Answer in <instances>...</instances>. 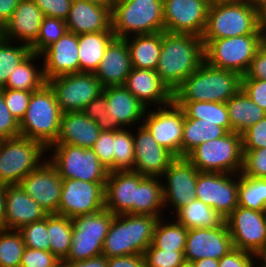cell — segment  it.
I'll list each match as a JSON object with an SVG mask.
<instances>
[{
    "instance_id": "cell-9",
    "label": "cell",
    "mask_w": 266,
    "mask_h": 267,
    "mask_svg": "<svg viewBox=\"0 0 266 267\" xmlns=\"http://www.w3.org/2000/svg\"><path fill=\"white\" fill-rule=\"evenodd\" d=\"M47 149L38 141L16 137L0 143V184H19L47 159ZM45 155V156H44Z\"/></svg>"
},
{
    "instance_id": "cell-65",
    "label": "cell",
    "mask_w": 266,
    "mask_h": 267,
    "mask_svg": "<svg viewBox=\"0 0 266 267\" xmlns=\"http://www.w3.org/2000/svg\"><path fill=\"white\" fill-rule=\"evenodd\" d=\"M255 259L260 266L266 267V245L255 254Z\"/></svg>"
},
{
    "instance_id": "cell-38",
    "label": "cell",
    "mask_w": 266,
    "mask_h": 267,
    "mask_svg": "<svg viewBox=\"0 0 266 267\" xmlns=\"http://www.w3.org/2000/svg\"><path fill=\"white\" fill-rule=\"evenodd\" d=\"M165 219H158L151 245L162 250L185 251L188 230L175 219H170L171 223Z\"/></svg>"
},
{
    "instance_id": "cell-27",
    "label": "cell",
    "mask_w": 266,
    "mask_h": 267,
    "mask_svg": "<svg viewBox=\"0 0 266 267\" xmlns=\"http://www.w3.org/2000/svg\"><path fill=\"white\" fill-rule=\"evenodd\" d=\"M65 22L68 31L76 35L112 31L111 11L85 0H72Z\"/></svg>"
},
{
    "instance_id": "cell-42",
    "label": "cell",
    "mask_w": 266,
    "mask_h": 267,
    "mask_svg": "<svg viewBox=\"0 0 266 267\" xmlns=\"http://www.w3.org/2000/svg\"><path fill=\"white\" fill-rule=\"evenodd\" d=\"M115 214L107 209L72 218L73 231L79 232V236L106 237Z\"/></svg>"
},
{
    "instance_id": "cell-6",
    "label": "cell",
    "mask_w": 266,
    "mask_h": 267,
    "mask_svg": "<svg viewBox=\"0 0 266 267\" xmlns=\"http://www.w3.org/2000/svg\"><path fill=\"white\" fill-rule=\"evenodd\" d=\"M111 20L115 38L165 31L163 0H117Z\"/></svg>"
},
{
    "instance_id": "cell-44",
    "label": "cell",
    "mask_w": 266,
    "mask_h": 267,
    "mask_svg": "<svg viewBox=\"0 0 266 267\" xmlns=\"http://www.w3.org/2000/svg\"><path fill=\"white\" fill-rule=\"evenodd\" d=\"M133 131L128 128L114 131L113 171L134 169Z\"/></svg>"
},
{
    "instance_id": "cell-7",
    "label": "cell",
    "mask_w": 266,
    "mask_h": 267,
    "mask_svg": "<svg viewBox=\"0 0 266 267\" xmlns=\"http://www.w3.org/2000/svg\"><path fill=\"white\" fill-rule=\"evenodd\" d=\"M243 155L242 136L231 131L197 146L185 158L200 172L240 174Z\"/></svg>"
},
{
    "instance_id": "cell-35",
    "label": "cell",
    "mask_w": 266,
    "mask_h": 267,
    "mask_svg": "<svg viewBox=\"0 0 266 267\" xmlns=\"http://www.w3.org/2000/svg\"><path fill=\"white\" fill-rule=\"evenodd\" d=\"M162 210L165 211L161 178L145 176L137 186L134 214L161 218Z\"/></svg>"
},
{
    "instance_id": "cell-37",
    "label": "cell",
    "mask_w": 266,
    "mask_h": 267,
    "mask_svg": "<svg viewBox=\"0 0 266 267\" xmlns=\"http://www.w3.org/2000/svg\"><path fill=\"white\" fill-rule=\"evenodd\" d=\"M73 223L66 216L50 214L47 216V234L50 252L59 260H65L71 249Z\"/></svg>"
},
{
    "instance_id": "cell-68",
    "label": "cell",
    "mask_w": 266,
    "mask_h": 267,
    "mask_svg": "<svg viewBox=\"0 0 266 267\" xmlns=\"http://www.w3.org/2000/svg\"><path fill=\"white\" fill-rule=\"evenodd\" d=\"M260 32H261V46L266 49V23H261Z\"/></svg>"
},
{
    "instance_id": "cell-49",
    "label": "cell",
    "mask_w": 266,
    "mask_h": 267,
    "mask_svg": "<svg viewBox=\"0 0 266 267\" xmlns=\"http://www.w3.org/2000/svg\"><path fill=\"white\" fill-rule=\"evenodd\" d=\"M242 174L253 178H266V148L243 150Z\"/></svg>"
},
{
    "instance_id": "cell-71",
    "label": "cell",
    "mask_w": 266,
    "mask_h": 267,
    "mask_svg": "<svg viewBox=\"0 0 266 267\" xmlns=\"http://www.w3.org/2000/svg\"><path fill=\"white\" fill-rule=\"evenodd\" d=\"M178 267H194L192 262L185 261L183 264H181Z\"/></svg>"
},
{
    "instance_id": "cell-43",
    "label": "cell",
    "mask_w": 266,
    "mask_h": 267,
    "mask_svg": "<svg viewBox=\"0 0 266 267\" xmlns=\"http://www.w3.org/2000/svg\"><path fill=\"white\" fill-rule=\"evenodd\" d=\"M25 248L18 230H0V267H20Z\"/></svg>"
},
{
    "instance_id": "cell-1",
    "label": "cell",
    "mask_w": 266,
    "mask_h": 267,
    "mask_svg": "<svg viewBox=\"0 0 266 267\" xmlns=\"http://www.w3.org/2000/svg\"><path fill=\"white\" fill-rule=\"evenodd\" d=\"M204 61L200 36L162 31V45L156 69L160 79L174 92Z\"/></svg>"
},
{
    "instance_id": "cell-24",
    "label": "cell",
    "mask_w": 266,
    "mask_h": 267,
    "mask_svg": "<svg viewBox=\"0 0 266 267\" xmlns=\"http://www.w3.org/2000/svg\"><path fill=\"white\" fill-rule=\"evenodd\" d=\"M43 18L42 10L32 0H21L0 29V36L31 46L37 40Z\"/></svg>"
},
{
    "instance_id": "cell-58",
    "label": "cell",
    "mask_w": 266,
    "mask_h": 267,
    "mask_svg": "<svg viewBox=\"0 0 266 267\" xmlns=\"http://www.w3.org/2000/svg\"><path fill=\"white\" fill-rule=\"evenodd\" d=\"M255 262V254L233 248L219 260V267H254Z\"/></svg>"
},
{
    "instance_id": "cell-14",
    "label": "cell",
    "mask_w": 266,
    "mask_h": 267,
    "mask_svg": "<svg viewBox=\"0 0 266 267\" xmlns=\"http://www.w3.org/2000/svg\"><path fill=\"white\" fill-rule=\"evenodd\" d=\"M199 172L185 157H177L170 164L160 177L165 211H167V207L172 208L170 212L172 211L173 214L196 199V183Z\"/></svg>"
},
{
    "instance_id": "cell-64",
    "label": "cell",
    "mask_w": 266,
    "mask_h": 267,
    "mask_svg": "<svg viewBox=\"0 0 266 267\" xmlns=\"http://www.w3.org/2000/svg\"><path fill=\"white\" fill-rule=\"evenodd\" d=\"M194 267H219V260L204 258L192 262Z\"/></svg>"
},
{
    "instance_id": "cell-11",
    "label": "cell",
    "mask_w": 266,
    "mask_h": 267,
    "mask_svg": "<svg viewBox=\"0 0 266 267\" xmlns=\"http://www.w3.org/2000/svg\"><path fill=\"white\" fill-rule=\"evenodd\" d=\"M55 93L62 113L81 112L83 108L103 91L94 73H70L47 81Z\"/></svg>"
},
{
    "instance_id": "cell-52",
    "label": "cell",
    "mask_w": 266,
    "mask_h": 267,
    "mask_svg": "<svg viewBox=\"0 0 266 267\" xmlns=\"http://www.w3.org/2000/svg\"><path fill=\"white\" fill-rule=\"evenodd\" d=\"M91 149L109 172L113 171L114 131H101Z\"/></svg>"
},
{
    "instance_id": "cell-50",
    "label": "cell",
    "mask_w": 266,
    "mask_h": 267,
    "mask_svg": "<svg viewBox=\"0 0 266 267\" xmlns=\"http://www.w3.org/2000/svg\"><path fill=\"white\" fill-rule=\"evenodd\" d=\"M32 91L3 88V97L12 116L20 123L25 116Z\"/></svg>"
},
{
    "instance_id": "cell-13",
    "label": "cell",
    "mask_w": 266,
    "mask_h": 267,
    "mask_svg": "<svg viewBox=\"0 0 266 267\" xmlns=\"http://www.w3.org/2000/svg\"><path fill=\"white\" fill-rule=\"evenodd\" d=\"M152 109H146L142 124L159 145L165 147L176 157H181L183 108L173 100L170 104L152 107Z\"/></svg>"
},
{
    "instance_id": "cell-28",
    "label": "cell",
    "mask_w": 266,
    "mask_h": 267,
    "mask_svg": "<svg viewBox=\"0 0 266 267\" xmlns=\"http://www.w3.org/2000/svg\"><path fill=\"white\" fill-rule=\"evenodd\" d=\"M130 52L124 39L115 38L108 46L95 76L103 88L122 86L131 72Z\"/></svg>"
},
{
    "instance_id": "cell-8",
    "label": "cell",
    "mask_w": 266,
    "mask_h": 267,
    "mask_svg": "<svg viewBox=\"0 0 266 267\" xmlns=\"http://www.w3.org/2000/svg\"><path fill=\"white\" fill-rule=\"evenodd\" d=\"M46 153H49L47 159L62 178L97 183L107 181L109 170L99 161L91 148L53 144L47 148Z\"/></svg>"
},
{
    "instance_id": "cell-16",
    "label": "cell",
    "mask_w": 266,
    "mask_h": 267,
    "mask_svg": "<svg viewBox=\"0 0 266 267\" xmlns=\"http://www.w3.org/2000/svg\"><path fill=\"white\" fill-rule=\"evenodd\" d=\"M266 211L237 206L225 222L234 248L256 254L265 246Z\"/></svg>"
},
{
    "instance_id": "cell-39",
    "label": "cell",
    "mask_w": 266,
    "mask_h": 267,
    "mask_svg": "<svg viewBox=\"0 0 266 267\" xmlns=\"http://www.w3.org/2000/svg\"><path fill=\"white\" fill-rule=\"evenodd\" d=\"M184 110L187 118L202 119L223 127L231 132V124L226 103L219 102H176Z\"/></svg>"
},
{
    "instance_id": "cell-69",
    "label": "cell",
    "mask_w": 266,
    "mask_h": 267,
    "mask_svg": "<svg viewBox=\"0 0 266 267\" xmlns=\"http://www.w3.org/2000/svg\"><path fill=\"white\" fill-rule=\"evenodd\" d=\"M261 23H266V6L260 10Z\"/></svg>"
},
{
    "instance_id": "cell-21",
    "label": "cell",
    "mask_w": 266,
    "mask_h": 267,
    "mask_svg": "<svg viewBox=\"0 0 266 267\" xmlns=\"http://www.w3.org/2000/svg\"><path fill=\"white\" fill-rule=\"evenodd\" d=\"M102 93L108 103L111 131L142 124L147 108L124 85L103 88Z\"/></svg>"
},
{
    "instance_id": "cell-61",
    "label": "cell",
    "mask_w": 266,
    "mask_h": 267,
    "mask_svg": "<svg viewBox=\"0 0 266 267\" xmlns=\"http://www.w3.org/2000/svg\"><path fill=\"white\" fill-rule=\"evenodd\" d=\"M65 264L66 267H108L103 254L81 261H65Z\"/></svg>"
},
{
    "instance_id": "cell-40",
    "label": "cell",
    "mask_w": 266,
    "mask_h": 267,
    "mask_svg": "<svg viewBox=\"0 0 266 267\" xmlns=\"http://www.w3.org/2000/svg\"><path fill=\"white\" fill-rule=\"evenodd\" d=\"M238 206L266 211V178H253L239 174Z\"/></svg>"
},
{
    "instance_id": "cell-18",
    "label": "cell",
    "mask_w": 266,
    "mask_h": 267,
    "mask_svg": "<svg viewBox=\"0 0 266 267\" xmlns=\"http://www.w3.org/2000/svg\"><path fill=\"white\" fill-rule=\"evenodd\" d=\"M19 185L48 215H58L62 177L48 159L23 178Z\"/></svg>"
},
{
    "instance_id": "cell-63",
    "label": "cell",
    "mask_w": 266,
    "mask_h": 267,
    "mask_svg": "<svg viewBox=\"0 0 266 267\" xmlns=\"http://www.w3.org/2000/svg\"><path fill=\"white\" fill-rule=\"evenodd\" d=\"M5 185L0 184V230L5 229Z\"/></svg>"
},
{
    "instance_id": "cell-33",
    "label": "cell",
    "mask_w": 266,
    "mask_h": 267,
    "mask_svg": "<svg viewBox=\"0 0 266 267\" xmlns=\"http://www.w3.org/2000/svg\"><path fill=\"white\" fill-rule=\"evenodd\" d=\"M173 217L187 230L196 228L213 229L220 227L225 222L222 215L197 198L178 209Z\"/></svg>"
},
{
    "instance_id": "cell-48",
    "label": "cell",
    "mask_w": 266,
    "mask_h": 267,
    "mask_svg": "<svg viewBox=\"0 0 266 267\" xmlns=\"http://www.w3.org/2000/svg\"><path fill=\"white\" fill-rule=\"evenodd\" d=\"M145 267H178L186 260L184 251L157 249L150 245L143 253Z\"/></svg>"
},
{
    "instance_id": "cell-45",
    "label": "cell",
    "mask_w": 266,
    "mask_h": 267,
    "mask_svg": "<svg viewBox=\"0 0 266 267\" xmlns=\"http://www.w3.org/2000/svg\"><path fill=\"white\" fill-rule=\"evenodd\" d=\"M66 32H68V29L65 20L44 16L37 40L30 46L31 52L41 54Z\"/></svg>"
},
{
    "instance_id": "cell-57",
    "label": "cell",
    "mask_w": 266,
    "mask_h": 267,
    "mask_svg": "<svg viewBox=\"0 0 266 267\" xmlns=\"http://www.w3.org/2000/svg\"><path fill=\"white\" fill-rule=\"evenodd\" d=\"M44 16L65 20L70 11L72 0H32Z\"/></svg>"
},
{
    "instance_id": "cell-22",
    "label": "cell",
    "mask_w": 266,
    "mask_h": 267,
    "mask_svg": "<svg viewBox=\"0 0 266 267\" xmlns=\"http://www.w3.org/2000/svg\"><path fill=\"white\" fill-rule=\"evenodd\" d=\"M145 176L132 170L111 171L105 184V209L115 215L134 214L137 186Z\"/></svg>"
},
{
    "instance_id": "cell-10",
    "label": "cell",
    "mask_w": 266,
    "mask_h": 267,
    "mask_svg": "<svg viewBox=\"0 0 266 267\" xmlns=\"http://www.w3.org/2000/svg\"><path fill=\"white\" fill-rule=\"evenodd\" d=\"M261 46V34L212 39L204 46V61L243 76Z\"/></svg>"
},
{
    "instance_id": "cell-5",
    "label": "cell",
    "mask_w": 266,
    "mask_h": 267,
    "mask_svg": "<svg viewBox=\"0 0 266 267\" xmlns=\"http://www.w3.org/2000/svg\"><path fill=\"white\" fill-rule=\"evenodd\" d=\"M62 111L48 83L33 91L25 116L19 123L20 136L40 142L46 149L56 142Z\"/></svg>"
},
{
    "instance_id": "cell-30",
    "label": "cell",
    "mask_w": 266,
    "mask_h": 267,
    "mask_svg": "<svg viewBox=\"0 0 266 267\" xmlns=\"http://www.w3.org/2000/svg\"><path fill=\"white\" fill-rule=\"evenodd\" d=\"M127 43L132 68L156 70L162 45V31L153 34L133 35Z\"/></svg>"
},
{
    "instance_id": "cell-25",
    "label": "cell",
    "mask_w": 266,
    "mask_h": 267,
    "mask_svg": "<svg viewBox=\"0 0 266 267\" xmlns=\"http://www.w3.org/2000/svg\"><path fill=\"white\" fill-rule=\"evenodd\" d=\"M124 86L148 109L173 101V92L160 79L156 70L132 68Z\"/></svg>"
},
{
    "instance_id": "cell-56",
    "label": "cell",
    "mask_w": 266,
    "mask_h": 267,
    "mask_svg": "<svg viewBox=\"0 0 266 267\" xmlns=\"http://www.w3.org/2000/svg\"><path fill=\"white\" fill-rule=\"evenodd\" d=\"M241 89L266 112V80L241 79Z\"/></svg>"
},
{
    "instance_id": "cell-46",
    "label": "cell",
    "mask_w": 266,
    "mask_h": 267,
    "mask_svg": "<svg viewBox=\"0 0 266 267\" xmlns=\"http://www.w3.org/2000/svg\"><path fill=\"white\" fill-rule=\"evenodd\" d=\"M105 237L79 236L72 232L71 249L64 261H81L102 254Z\"/></svg>"
},
{
    "instance_id": "cell-73",
    "label": "cell",
    "mask_w": 266,
    "mask_h": 267,
    "mask_svg": "<svg viewBox=\"0 0 266 267\" xmlns=\"http://www.w3.org/2000/svg\"><path fill=\"white\" fill-rule=\"evenodd\" d=\"M265 245H266V218H265Z\"/></svg>"
},
{
    "instance_id": "cell-67",
    "label": "cell",
    "mask_w": 266,
    "mask_h": 267,
    "mask_svg": "<svg viewBox=\"0 0 266 267\" xmlns=\"http://www.w3.org/2000/svg\"><path fill=\"white\" fill-rule=\"evenodd\" d=\"M244 1L248 2L250 5L259 10H261L266 6V0H244Z\"/></svg>"
},
{
    "instance_id": "cell-4",
    "label": "cell",
    "mask_w": 266,
    "mask_h": 267,
    "mask_svg": "<svg viewBox=\"0 0 266 267\" xmlns=\"http://www.w3.org/2000/svg\"><path fill=\"white\" fill-rule=\"evenodd\" d=\"M158 217L143 214L115 215L103 244L106 258L143 255L151 245Z\"/></svg>"
},
{
    "instance_id": "cell-51",
    "label": "cell",
    "mask_w": 266,
    "mask_h": 267,
    "mask_svg": "<svg viewBox=\"0 0 266 267\" xmlns=\"http://www.w3.org/2000/svg\"><path fill=\"white\" fill-rule=\"evenodd\" d=\"M107 106L106 97L101 93L90 101L81 112L91 120H94L101 131H111V123L108 120L109 114L106 109Z\"/></svg>"
},
{
    "instance_id": "cell-34",
    "label": "cell",
    "mask_w": 266,
    "mask_h": 267,
    "mask_svg": "<svg viewBox=\"0 0 266 267\" xmlns=\"http://www.w3.org/2000/svg\"><path fill=\"white\" fill-rule=\"evenodd\" d=\"M228 132L221 126L202 119L187 118L184 113L181 157H186L197 146L226 135Z\"/></svg>"
},
{
    "instance_id": "cell-72",
    "label": "cell",
    "mask_w": 266,
    "mask_h": 267,
    "mask_svg": "<svg viewBox=\"0 0 266 267\" xmlns=\"http://www.w3.org/2000/svg\"><path fill=\"white\" fill-rule=\"evenodd\" d=\"M229 1H240V0H211V4L216 2H229Z\"/></svg>"
},
{
    "instance_id": "cell-31",
    "label": "cell",
    "mask_w": 266,
    "mask_h": 267,
    "mask_svg": "<svg viewBox=\"0 0 266 267\" xmlns=\"http://www.w3.org/2000/svg\"><path fill=\"white\" fill-rule=\"evenodd\" d=\"M115 39L113 31L78 34L80 72L95 73L107 46Z\"/></svg>"
},
{
    "instance_id": "cell-15",
    "label": "cell",
    "mask_w": 266,
    "mask_h": 267,
    "mask_svg": "<svg viewBox=\"0 0 266 267\" xmlns=\"http://www.w3.org/2000/svg\"><path fill=\"white\" fill-rule=\"evenodd\" d=\"M239 174L199 172L196 198L226 218L238 206Z\"/></svg>"
},
{
    "instance_id": "cell-66",
    "label": "cell",
    "mask_w": 266,
    "mask_h": 267,
    "mask_svg": "<svg viewBox=\"0 0 266 267\" xmlns=\"http://www.w3.org/2000/svg\"><path fill=\"white\" fill-rule=\"evenodd\" d=\"M86 2L93 3L96 5H100L106 7L112 12V8L114 5L115 0H85Z\"/></svg>"
},
{
    "instance_id": "cell-17",
    "label": "cell",
    "mask_w": 266,
    "mask_h": 267,
    "mask_svg": "<svg viewBox=\"0 0 266 267\" xmlns=\"http://www.w3.org/2000/svg\"><path fill=\"white\" fill-rule=\"evenodd\" d=\"M210 4L208 0H163L165 31L201 37Z\"/></svg>"
},
{
    "instance_id": "cell-32",
    "label": "cell",
    "mask_w": 266,
    "mask_h": 267,
    "mask_svg": "<svg viewBox=\"0 0 266 267\" xmlns=\"http://www.w3.org/2000/svg\"><path fill=\"white\" fill-rule=\"evenodd\" d=\"M231 131L243 133L249 126L258 123L266 116V112L260 108L247 94L240 89L227 102Z\"/></svg>"
},
{
    "instance_id": "cell-70",
    "label": "cell",
    "mask_w": 266,
    "mask_h": 267,
    "mask_svg": "<svg viewBox=\"0 0 266 267\" xmlns=\"http://www.w3.org/2000/svg\"><path fill=\"white\" fill-rule=\"evenodd\" d=\"M49 267H66L65 261L64 260H57L53 265Z\"/></svg>"
},
{
    "instance_id": "cell-59",
    "label": "cell",
    "mask_w": 266,
    "mask_h": 267,
    "mask_svg": "<svg viewBox=\"0 0 266 267\" xmlns=\"http://www.w3.org/2000/svg\"><path fill=\"white\" fill-rule=\"evenodd\" d=\"M242 79L266 80V49L264 47L260 46L258 48Z\"/></svg>"
},
{
    "instance_id": "cell-54",
    "label": "cell",
    "mask_w": 266,
    "mask_h": 267,
    "mask_svg": "<svg viewBox=\"0 0 266 267\" xmlns=\"http://www.w3.org/2000/svg\"><path fill=\"white\" fill-rule=\"evenodd\" d=\"M19 136V122L10 113L4 102L3 89H0V138L11 139Z\"/></svg>"
},
{
    "instance_id": "cell-47",
    "label": "cell",
    "mask_w": 266,
    "mask_h": 267,
    "mask_svg": "<svg viewBox=\"0 0 266 267\" xmlns=\"http://www.w3.org/2000/svg\"><path fill=\"white\" fill-rule=\"evenodd\" d=\"M18 231L21 233L26 247L50 252V242L47 234V217L40 221L24 225Z\"/></svg>"
},
{
    "instance_id": "cell-55",
    "label": "cell",
    "mask_w": 266,
    "mask_h": 267,
    "mask_svg": "<svg viewBox=\"0 0 266 267\" xmlns=\"http://www.w3.org/2000/svg\"><path fill=\"white\" fill-rule=\"evenodd\" d=\"M58 258L51 252L26 247L21 258L20 267H49Z\"/></svg>"
},
{
    "instance_id": "cell-62",
    "label": "cell",
    "mask_w": 266,
    "mask_h": 267,
    "mask_svg": "<svg viewBox=\"0 0 266 267\" xmlns=\"http://www.w3.org/2000/svg\"><path fill=\"white\" fill-rule=\"evenodd\" d=\"M21 0H0V29L10 19Z\"/></svg>"
},
{
    "instance_id": "cell-36",
    "label": "cell",
    "mask_w": 266,
    "mask_h": 267,
    "mask_svg": "<svg viewBox=\"0 0 266 267\" xmlns=\"http://www.w3.org/2000/svg\"><path fill=\"white\" fill-rule=\"evenodd\" d=\"M40 58H42L41 54L36 53H31L25 58L10 73L4 88L32 92L40 89L47 83L43 73V64H41V68L34 64L35 60H40Z\"/></svg>"
},
{
    "instance_id": "cell-12",
    "label": "cell",
    "mask_w": 266,
    "mask_h": 267,
    "mask_svg": "<svg viewBox=\"0 0 266 267\" xmlns=\"http://www.w3.org/2000/svg\"><path fill=\"white\" fill-rule=\"evenodd\" d=\"M105 184L62 178L58 215L72 219L101 211L105 208Z\"/></svg>"
},
{
    "instance_id": "cell-20",
    "label": "cell",
    "mask_w": 266,
    "mask_h": 267,
    "mask_svg": "<svg viewBox=\"0 0 266 267\" xmlns=\"http://www.w3.org/2000/svg\"><path fill=\"white\" fill-rule=\"evenodd\" d=\"M226 222L213 229H189L184 251L185 260L194 262L204 258L220 260L233 249Z\"/></svg>"
},
{
    "instance_id": "cell-23",
    "label": "cell",
    "mask_w": 266,
    "mask_h": 267,
    "mask_svg": "<svg viewBox=\"0 0 266 267\" xmlns=\"http://www.w3.org/2000/svg\"><path fill=\"white\" fill-rule=\"evenodd\" d=\"M45 80L80 72L78 35L68 31L41 53Z\"/></svg>"
},
{
    "instance_id": "cell-53",
    "label": "cell",
    "mask_w": 266,
    "mask_h": 267,
    "mask_svg": "<svg viewBox=\"0 0 266 267\" xmlns=\"http://www.w3.org/2000/svg\"><path fill=\"white\" fill-rule=\"evenodd\" d=\"M243 150L266 148V116L241 133Z\"/></svg>"
},
{
    "instance_id": "cell-19",
    "label": "cell",
    "mask_w": 266,
    "mask_h": 267,
    "mask_svg": "<svg viewBox=\"0 0 266 267\" xmlns=\"http://www.w3.org/2000/svg\"><path fill=\"white\" fill-rule=\"evenodd\" d=\"M135 128L133 131L135 158L132 171L143 176L161 177L177 157L159 145L143 124L136 125Z\"/></svg>"
},
{
    "instance_id": "cell-60",
    "label": "cell",
    "mask_w": 266,
    "mask_h": 267,
    "mask_svg": "<svg viewBox=\"0 0 266 267\" xmlns=\"http://www.w3.org/2000/svg\"><path fill=\"white\" fill-rule=\"evenodd\" d=\"M108 267H145L143 255H125L107 258Z\"/></svg>"
},
{
    "instance_id": "cell-74",
    "label": "cell",
    "mask_w": 266,
    "mask_h": 267,
    "mask_svg": "<svg viewBox=\"0 0 266 267\" xmlns=\"http://www.w3.org/2000/svg\"><path fill=\"white\" fill-rule=\"evenodd\" d=\"M257 265H258V266H257ZM254 267H262V266H260L257 262H255Z\"/></svg>"
},
{
    "instance_id": "cell-26",
    "label": "cell",
    "mask_w": 266,
    "mask_h": 267,
    "mask_svg": "<svg viewBox=\"0 0 266 267\" xmlns=\"http://www.w3.org/2000/svg\"><path fill=\"white\" fill-rule=\"evenodd\" d=\"M5 229L19 230L24 225L40 221L47 212L19 184L5 185Z\"/></svg>"
},
{
    "instance_id": "cell-2",
    "label": "cell",
    "mask_w": 266,
    "mask_h": 267,
    "mask_svg": "<svg viewBox=\"0 0 266 267\" xmlns=\"http://www.w3.org/2000/svg\"><path fill=\"white\" fill-rule=\"evenodd\" d=\"M241 79L235 71L216 68L203 61L173 92V100L226 103L241 89Z\"/></svg>"
},
{
    "instance_id": "cell-29",
    "label": "cell",
    "mask_w": 266,
    "mask_h": 267,
    "mask_svg": "<svg viewBox=\"0 0 266 267\" xmlns=\"http://www.w3.org/2000/svg\"><path fill=\"white\" fill-rule=\"evenodd\" d=\"M101 130L94 120L82 112L62 113L60 132L54 144H70L92 148Z\"/></svg>"
},
{
    "instance_id": "cell-41",
    "label": "cell",
    "mask_w": 266,
    "mask_h": 267,
    "mask_svg": "<svg viewBox=\"0 0 266 267\" xmlns=\"http://www.w3.org/2000/svg\"><path fill=\"white\" fill-rule=\"evenodd\" d=\"M31 53L30 46L6 40L0 36V89L5 87L9 75L15 67Z\"/></svg>"
},
{
    "instance_id": "cell-3",
    "label": "cell",
    "mask_w": 266,
    "mask_h": 267,
    "mask_svg": "<svg viewBox=\"0 0 266 267\" xmlns=\"http://www.w3.org/2000/svg\"><path fill=\"white\" fill-rule=\"evenodd\" d=\"M260 10L244 0L210 4L201 36L205 46L212 39L261 34Z\"/></svg>"
}]
</instances>
